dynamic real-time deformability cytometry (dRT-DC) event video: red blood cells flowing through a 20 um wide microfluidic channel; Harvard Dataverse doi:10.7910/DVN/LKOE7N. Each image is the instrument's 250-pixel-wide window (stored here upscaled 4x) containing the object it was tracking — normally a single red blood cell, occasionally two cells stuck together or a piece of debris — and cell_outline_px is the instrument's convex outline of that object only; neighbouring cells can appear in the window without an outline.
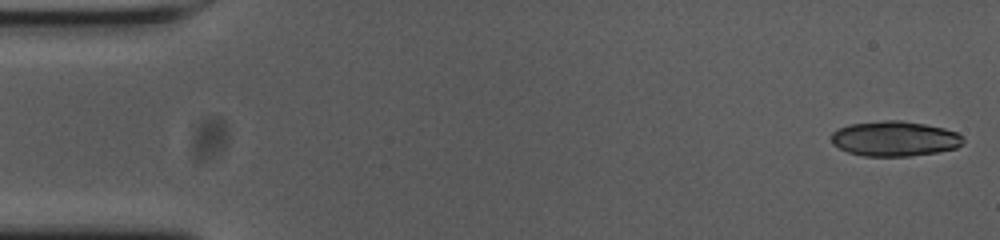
{"species": "common noctule bat (a hibernating species)", "species_latin": "Nyctalus noctula", "temperature_condition": "cold", "stored_images_in_passage": 53, "segment_of_instrument_passage": [1, 2], "camera_frame_rate_fps": 3000, "um_per_image_px": 0.085, "animal": {"sex": "female", "body_mass_g": 23.0, "forearm_length_mm": 53.4}, "frame": {"image": 1, "passage_image": 1, "time_ms": 0.0, "image_size_px": [1000, 240], "cell_outline_px": [[964, 144], [956, 148], [936, 152], [908, 156], [864, 156], [848, 152], [832, 144], [832, 132], [848, 124], [884, 120], [900, 120], [924, 124], [944, 128], [956, 132], [964, 140]], "centroid_in_image_um": [76.04, 11.78], "position_along_channel_um": 9.0, "area_um2": 26.88}}
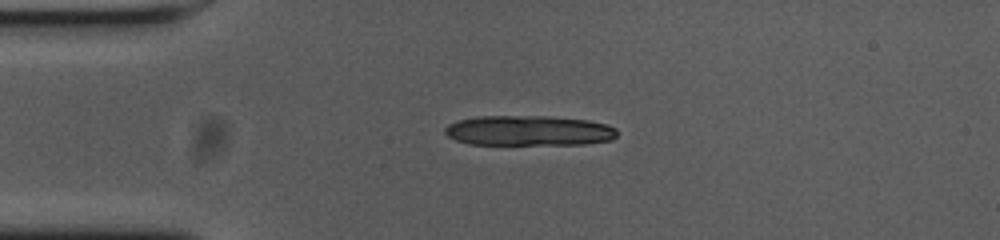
{"frame": {"image": 2, "passage_image": 12, "time_ms": 3.667, "image_size_px": [1000, 240], "cell_outline_px": [[616, 136], [612, 140], [584, 144], [468, 144], [456, 140], [448, 136], [444, 132], [444, 128], [448, 124], [456, 120], [476, 116], [548, 116], [588, 120], [604, 124], [616, 128]], "centroid_in_image_um": [44.91, 11.1], "position_along_channel_um": 40.1, "area_um2": 30.35}}